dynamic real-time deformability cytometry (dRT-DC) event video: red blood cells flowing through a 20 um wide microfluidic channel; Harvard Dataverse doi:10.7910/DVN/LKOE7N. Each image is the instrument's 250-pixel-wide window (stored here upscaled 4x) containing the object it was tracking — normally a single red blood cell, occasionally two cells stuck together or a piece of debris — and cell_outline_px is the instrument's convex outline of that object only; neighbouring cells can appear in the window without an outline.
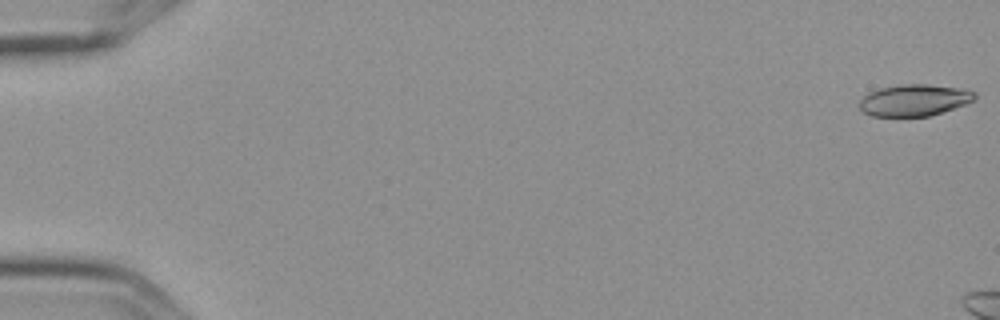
{"species": "Egyptian fruit bat (a non-hibernating species)", "species_latin": "Rousettus aegyptiacus", "temperature_condition": "cold", "stored_images_in_passage": 3, "camera_frame_rate_fps": 3000, "um_per_image_px": 0.085, "frame": {"image": 1, "passage_image": 1, "time_ms": 0.0, "image_size_px": [1000, 320], "cell_outline_px": [[976, 96], [972, 100], [964, 104], [928, 116], [872, 116], [864, 112], [860, 108], [860, 100], [868, 92], [880, 88], [900, 84], [928, 84], [956, 88], [976, 92]], "centroid_in_image_um": [77.66, 8.51], "position_along_channel_um": 7.3, "area_um2": 20.87}}